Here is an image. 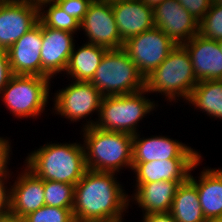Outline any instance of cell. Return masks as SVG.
<instances>
[{"label":"cell","mask_w":222,"mask_h":222,"mask_svg":"<svg viewBox=\"0 0 222 222\" xmlns=\"http://www.w3.org/2000/svg\"><path fill=\"white\" fill-rule=\"evenodd\" d=\"M117 173L87 170L74 187L72 208L75 222H123L129 195Z\"/></svg>","instance_id":"cell-1"},{"label":"cell","mask_w":222,"mask_h":222,"mask_svg":"<svg viewBox=\"0 0 222 222\" xmlns=\"http://www.w3.org/2000/svg\"><path fill=\"white\" fill-rule=\"evenodd\" d=\"M28 154L24 165L43 180L76 185L88 170L84 145L80 142H47Z\"/></svg>","instance_id":"cell-2"},{"label":"cell","mask_w":222,"mask_h":222,"mask_svg":"<svg viewBox=\"0 0 222 222\" xmlns=\"http://www.w3.org/2000/svg\"><path fill=\"white\" fill-rule=\"evenodd\" d=\"M88 170L119 173L132 170L133 135L105 131L95 126L81 129Z\"/></svg>","instance_id":"cell-3"},{"label":"cell","mask_w":222,"mask_h":222,"mask_svg":"<svg viewBox=\"0 0 222 222\" xmlns=\"http://www.w3.org/2000/svg\"><path fill=\"white\" fill-rule=\"evenodd\" d=\"M145 94L148 96V92L143 89L132 94L102 97L98 119H86L83 128L95 126L105 131L137 134L138 123L155 110V106L158 107V103L155 104Z\"/></svg>","instance_id":"cell-4"},{"label":"cell","mask_w":222,"mask_h":222,"mask_svg":"<svg viewBox=\"0 0 222 222\" xmlns=\"http://www.w3.org/2000/svg\"><path fill=\"white\" fill-rule=\"evenodd\" d=\"M197 84L192 61L182 45H177L168 57L145 77V90L149 94L161 93L169 102L180 101V98L187 101Z\"/></svg>","instance_id":"cell-5"},{"label":"cell","mask_w":222,"mask_h":222,"mask_svg":"<svg viewBox=\"0 0 222 222\" xmlns=\"http://www.w3.org/2000/svg\"><path fill=\"white\" fill-rule=\"evenodd\" d=\"M90 83L104 96L132 94L145 89V78L123 49H108Z\"/></svg>","instance_id":"cell-6"},{"label":"cell","mask_w":222,"mask_h":222,"mask_svg":"<svg viewBox=\"0 0 222 222\" xmlns=\"http://www.w3.org/2000/svg\"><path fill=\"white\" fill-rule=\"evenodd\" d=\"M51 78L13 75L0 97L5 107L17 118L40 116L49 99Z\"/></svg>","instance_id":"cell-7"},{"label":"cell","mask_w":222,"mask_h":222,"mask_svg":"<svg viewBox=\"0 0 222 222\" xmlns=\"http://www.w3.org/2000/svg\"><path fill=\"white\" fill-rule=\"evenodd\" d=\"M176 46L163 31L154 27L125 41L123 49L145 78Z\"/></svg>","instance_id":"cell-8"},{"label":"cell","mask_w":222,"mask_h":222,"mask_svg":"<svg viewBox=\"0 0 222 222\" xmlns=\"http://www.w3.org/2000/svg\"><path fill=\"white\" fill-rule=\"evenodd\" d=\"M102 97L90 82L72 80L71 84L55 93L52 109L73 123L79 122L83 118L91 117L94 112L99 116Z\"/></svg>","instance_id":"cell-9"},{"label":"cell","mask_w":222,"mask_h":222,"mask_svg":"<svg viewBox=\"0 0 222 222\" xmlns=\"http://www.w3.org/2000/svg\"><path fill=\"white\" fill-rule=\"evenodd\" d=\"M39 20V5L31 0H0V49L8 50Z\"/></svg>","instance_id":"cell-10"},{"label":"cell","mask_w":222,"mask_h":222,"mask_svg":"<svg viewBox=\"0 0 222 222\" xmlns=\"http://www.w3.org/2000/svg\"><path fill=\"white\" fill-rule=\"evenodd\" d=\"M80 30L85 32L87 43L107 49L123 48L124 43L118 33L111 2L92 0L80 22Z\"/></svg>","instance_id":"cell-11"},{"label":"cell","mask_w":222,"mask_h":222,"mask_svg":"<svg viewBox=\"0 0 222 222\" xmlns=\"http://www.w3.org/2000/svg\"><path fill=\"white\" fill-rule=\"evenodd\" d=\"M154 25L176 45L188 42L199 33V22L178 2L165 0L153 9Z\"/></svg>","instance_id":"cell-12"},{"label":"cell","mask_w":222,"mask_h":222,"mask_svg":"<svg viewBox=\"0 0 222 222\" xmlns=\"http://www.w3.org/2000/svg\"><path fill=\"white\" fill-rule=\"evenodd\" d=\"M198 151L168 136L140 138L139 132L133 135L132 163H144L168 159H200Z\"/></svg>","instance_id":"cell-13"},{"label":"cell","mask_w":222,"mask_h":222,"mask_svg":"<svg viewBox=\"0 0 222 222\" xmlns=\"http://www.w3.org/2000/svg\"><path fill=\"white\" fill-rule=\"evenodd\" d=\"M73 35L74 33L52 29L42 23L41 77L52 78L59 72L65 73L76 43Z\"/></svg>","instance_id":"cell-14"},{"label":"cell","mask_w":222,"mask_h":222,"mask_svg":"<svg viewBox=\"0 0 222 222\" xmlns=\"http://www.w3.org/2000/svg\"><path fill=\"white\" fill-rule=\"evenodd\" d=\"M42 22L38 23L8 50L13 75L41 77Z\"/></svg>","instance_id":"cell-15"},{"label":"cell","mask_w":222,"mask_h":222,"mask_svg":"<svg viewBox=\"0 0 222 222\" xmlns=\"http://www.w3.org/2000/svg\"><path fill=\"white\" fill-rule=\"evenodd\" d=\"M23 169L13 185H10L8 214L18 218H24L45 205L44 180L37 177L26 166Z\"/></svg>","instance_id":"cell-16"},{"label":"cell","mask_w":222,"mask_h":222,"mask_svg":"<svg viewBox=\"0 0 222 222\" xmlns=\"http://www.w3.org/2000/svg\"><path fill=\"white\" fill-rule=\"evenodd\" d=\"M118 33L124 43L128 39L155 27L153 8L142 0L111 2Z\"/></svg>","instance_id":"cell-17"},{"label":"cell","mask_w":222,"mask_h":222,"mask_svg":"<svg viewBox=\"0 0 222 222\" xmlns=\"http://www.w3.org/2000/svg\"><path fill=\"white\" fill-rule=\"evenodd\" d=\"M187 50L197 81L222 79V52L217 40L201 34L182 44Z\"/></svg>","instance_id":"cell-18"},{"label":"cell","mask_w":222,"mask_h":222,"mask_svg":"<svg viewBox=\"0 0 222 222\" xmlns=\"http://www.w3.org/2000/svg\"><path fill=\"white\" fill-rule=\"evenodd\" d=\"M200 159H168L144 163H132L136 183L159 181H186L190 171L201 164Z\"/></svg>","instance_id":"cell-19"},{"label":"cell","mask_w":222,"mask_h":222,"mask_svg":"<svg viewBox=\"0 0 222 222\" xmlns=\"http://www.w3.org/2000/svg\"><path fill=\"white\" fill-rule=\"evenodd\" d=\"M185 181H159L136 183L134 194L129 201L138 203L143 215L149 213L170 212L178 186ZM131 197V198H130Z\"/></svg>","instance_id":"cell-20"},{"label":"cell","mask_w":222,"mask_h":222,"mask_svg":"<svg viewBox=\"0 0 222 222\" xmlns=\"http://www.w3.org/2000/svg\"><path fill=\"white\" fill-rule=\"evenodd\" d=\"M190 171L189 180L196 186L205 218L222 217V168L201 171L198 179Z\"/></svg>","instance_id":"cell-21"},{"label":"cell","mask_w":222,"mask_h":222,"mask_svg":"<svg viewBox=\"0 0 222 222\" xmlns=\"http://www.w3.org/2000/svg\"><path fill=\"white\" fill-rule=\"evenodd\" d=\"M107 50L103 46L87 42L77 50L74 45L65 70L66 73L63 74L70 76L73 81L90 82Z\"/></svg>","instance_id":"cell-22"},{"label":"cell","mask_w":222,"mask_h":222,"mask_svg":"<svg viewBox=\"0 0 222 222\" xmlns=\"http://www.w3.org/2000/svg\"><path fill=\"white\" fill-rule=\"evenodd\" d=\"M170 214L177 222H205L197 188L189 179L178 186Z\"/></svg>","instance_id":"cell-23"},{"label":"cell","mask_w":222,"mask_h":222,"mask_svg":"<svg viewBox=\"0 0 222 222\" xmlns=\"http://www.w3.org/2000/svg\"><path fill=\"white\" fill-rule=\"evenodd\" d=\"M186 102L209 117L221 119L222 79L199 81Z\"/></svg>","instance_id":"cell-24"},{"label":"cell","mask_w":222,"mask_h":222,"mask_svg":"<svg viewBox=\"0 0 222 222\" xmlns=\"http://www.w3.org/2000/svg\"><path fill=\"white\" fill-rule=\"evenodd\" d=\"M45 7H48V10H44ZM39 20L52 29L74 34L80 31V22L73 16L67 15L55 1H46L39 5Z\"/></svg>","instance_id":"cell-25"},{"label":"cell","mask_w":222,"mask_h":222,"mask_svg":"<svg viewBox=\"0 0 222 222\" xmlns=\"http://www.w3.org/2000/svg\"><path fill=\"white\" fill-rule=\"evenodd\" d=\"M73 184L44 180L45 205L59 208H73Z\"/></svg>","instance_id":"cell-26"},{"label":"cell","mask_w":222,"mask_h":222,"mask_svg":"<svg viewBox=\"0 0 222 222\" xmlns=\"http://www.w3.org/2000/svg\"><path fill=\"white\" fill-rule=\"evenodd\" d=\"M199 34L219 40L222 38V5L212 2L210 9L199 22Z\"/></svg>","instance_id":"cell-27"},{"label":"cell","mask_w":222,"mask_h":222,"mask_svg":"<svg viewBox=\"0 0 222 222\" xmlns=\"http://www.w3.org/2000/svg\"><path fill=\"white\" fill-rule=\"evenodd\" d=\"M26 222H75L72 208L44 205L24 217Z\"/></svg>","instance_id":"cell-28"},{"label":"cell","mask_w":222,"mask_h":222,"mask_svg":"<svg viewBox=\"0 0 222 222\" xmlns=\"http://www.w3.org/2000/svg\"><path fill=\"white\" fill-rule=\"evenodd\" d=\"M62 10L81 22L92 0H55Z\"/></svg>","instance_id":"cell-29"},{"label":"cell","mask_w":222,"mask_h":222,"mask_svg":"<svg viewBox=\"0 0 222 222\" xmlns=\"http://www.w3.org/2000/svg\"><path fill=\"white\" fill-rule=\"evenodd\" d=\"M178 2L200 22L210 9L213 0H178Z\"/></svg>","instance_id":"cell-30"},{"label":"cell","mask_w":222,"mask_h":222,"mask_svg":"<svg viewBox=\"0 0 222 222\" xmlns=\"http://www.w3.org/2000/svg\"><path fill=\"white\" fill-rule=\"evenodd\" d=\"M10 176L11 174L0 175V216L7 215L9 213L10 188L8 187L7 183H8L9 178H11Z\"/></svg>","instance_id":"cell-31"},{"label":"cell","mask_w":222,"mask_h":222,"mask_svg":"<svg viewBox=\"0 0 222 222\" xmlns=\"http://www.w3.org/2000/svg\"><path fill=\"white\" fill-rule=\"evenodd\" d=\"M12 76L7 50L0 49V94Z\"/></svg>","instance_id":"cell-32"},{"label":"cell","mask_w":222,"mask_h":222,"mask_svg":"<svg viewBox=\"0 0 222 222\" xmlns=\"http://www.w3.org/2000/svg\"><path fill=\"white\" fill-rule=\"evenodd\" d=\"M8 139V140H7ZM9 138L0 137V175L1 174H10L9 168L7 165L10 162V152H12L11 142Z\"/></svg>","instance_id":"cell-33"},{"label":"cell","mask_w":222,"mask_h":222,"mask_svg":"<svg viewBox=\"0 0 222 222\" xmlns=\"http://www.w3.org/2000/svg\"><path fill=\"white\" fill-rule=\"evenodd\" d=\"M142 222H177L170 212L144 214Z\"/></svg>","instance_id":"cell-34"},{"label":"cell","mask_w":222,"mask_h":222,"mask_svg":"<svg viewBox=\"0 0 222 222\" xmlns=\"http://www.w3.org/2000/svg\"><path fill=\"white\" fill-rule=\"evenodd\" d=\"M0 222H26V220L24 218H18L7 214L0 216Z\"/></svg>","instance_id":"cell-35"},{"label":"cell","mask_w":222,"mask_h":222,"mask_svg":"<svg viewBox=\"0 0 222 222\" xmlns=\"http://www.w3.org/2000/svg\"><path fill=\"white\" fill-rule=\"evenodd\" d=\"M145 2L149 7L155 8L158 4L163 3L165 0H142Z\"/></svg>","instance_id":"cell-36"},{"label":"cell","mask_w":222,"mask_h":222,"mask_svg":"<svg viewBox=\"0 0 222 222\" xmlns=\"http://www.w3.org/2000/svg\"><path fill=\"white\" fill-rule=\"evenodd\" d=\"M205 222H222V217L206 218Z\"/></svg>","instance_id":"cell-37"},{"label":"cell","mask_w":222,"mask_h":222,"mask_svg":"<svg viewBox=\"0 0 222 222\" xmlns=\"http://www.w3.org/2000/svg\"><path fill=\"white\" fill-rule=\"evenodd\" d=\"M33 1L36 5H40L41 3L43 2H46V1H55V0H31Z\"/></svg>","instance_id":"cell-38"},{"label":"cell","mask_w":222,"mask_h":222,"mask_svg":"<svg viewBox=\"0 0 222 222\" xmlns=\"http://www.w3.org/2000/svg\"><path fill=\"white\" fill-rule=\"evenodd\" d=\"M217 43H218V46H219V48H220V50L222 52V38L217 40Z\"/></svg>","instance_id":"cell-39"},{"label":"cell","mask_w":222,"mask_h":222,"mask_svg":"<svg viewBox=\"0 0 222 222\" xmlns=\"http://www.w3.org/2000/svg\"><path fill=\"white\" fill-rule=\"evenodd\" d=\"M213 2H216L218 4H221L222 5V0H213Z\"/></svg>","instance_id":"cell-40"},{"label":"cell","mask_w":222,"mask_h":222,"mask_svg":"<svg viewBox=\"0 0 222 222\" xmlns=\"http://www.w3.org/2000/svg\"><path fill=\"white\" fill-rule=\"evenodd\" d=\"M103 1L113 2V1H116V0H103Z\"/></svg>","instance_id":"cell-41"},{"label":"cell","mask_w":222,"mask_h":222,"mask_svg":"<svg viewBox=\"0 0 222 222\" xmlns=\"http://www.w3.org/2000/svg\"><path fill=\"white\" fill-rule=\"evenodd\" d=\"M221 120H222V102H221Z\"/></svg>","instance_id":"cell-42"}]
</instances>
